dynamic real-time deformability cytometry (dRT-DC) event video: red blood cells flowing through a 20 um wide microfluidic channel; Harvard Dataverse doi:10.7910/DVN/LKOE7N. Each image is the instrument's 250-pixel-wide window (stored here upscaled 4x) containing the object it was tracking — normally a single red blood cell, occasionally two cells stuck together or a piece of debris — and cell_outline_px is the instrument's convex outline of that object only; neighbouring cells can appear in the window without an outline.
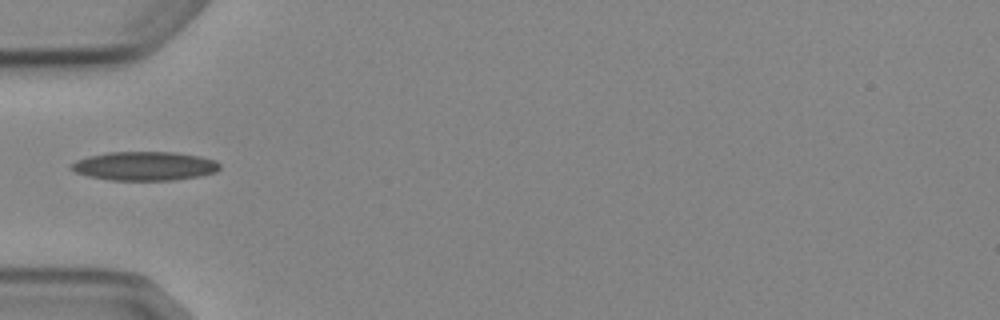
{"species": "Egyptian fruit bat (a non-hibernating species)", "species_latin": "Rousettus aegyptiacus", "temperature_condition": "cold", "stored_images_in_passage": 1, "camera_frame_rate_fps": 3000, "um_per_image_px": 0.085, "animal": {"sex": "female"}, "frame": {"image": 1, "passage_image": 1, "time_ms": 0.0, "image_size_px": [1000, 320], "cell_outline_px": [[220, 168], [216, 172], [200, 176], [172, 180], [108, 180], [88, 176], [76, 172], [68, 168], [76, 160], [88, 156], [108, 152], [176, 152], [200, 156], [216, 160], [220, 164]], "centroid_in_image_um": [12.3, 14.11], "position_along_channel_um": 72.7, "area_um2": 25.14}}